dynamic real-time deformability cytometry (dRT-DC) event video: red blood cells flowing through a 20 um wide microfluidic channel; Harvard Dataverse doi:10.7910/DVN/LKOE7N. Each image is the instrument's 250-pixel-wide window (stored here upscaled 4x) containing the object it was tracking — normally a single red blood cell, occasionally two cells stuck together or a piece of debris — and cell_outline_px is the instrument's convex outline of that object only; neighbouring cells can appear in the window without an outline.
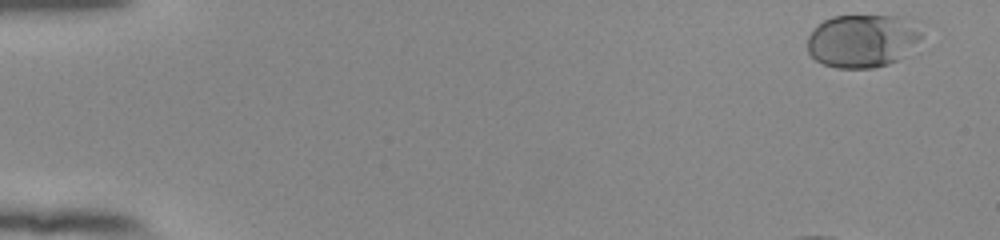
{"species": "human", "species_latin": "Homo sapiens", "temperature_condition": "room temperature", "stored_images_in_passage": 45, "camera_frame_rate_fps": 3000, "um_per_image_px": 0.085, "donor": {"sex": "female"}, "frame": {"image": 1, "passage_image": 2, "time_ms": 0.333, "image_size_px": [1000, 240], "cell_outline_px": [[920, 36], [900, 60], [888, 64], [872, 68], [836, 68], [824, 64], [816, 60], [808, 52], [808, 36], [824, 20], [832, 16], [896, 16], [920, 32]], "centroid_in_image_um": [73.21, 3.5], "position_along_channel_um": 11.8, "area_um2": 34.33}}